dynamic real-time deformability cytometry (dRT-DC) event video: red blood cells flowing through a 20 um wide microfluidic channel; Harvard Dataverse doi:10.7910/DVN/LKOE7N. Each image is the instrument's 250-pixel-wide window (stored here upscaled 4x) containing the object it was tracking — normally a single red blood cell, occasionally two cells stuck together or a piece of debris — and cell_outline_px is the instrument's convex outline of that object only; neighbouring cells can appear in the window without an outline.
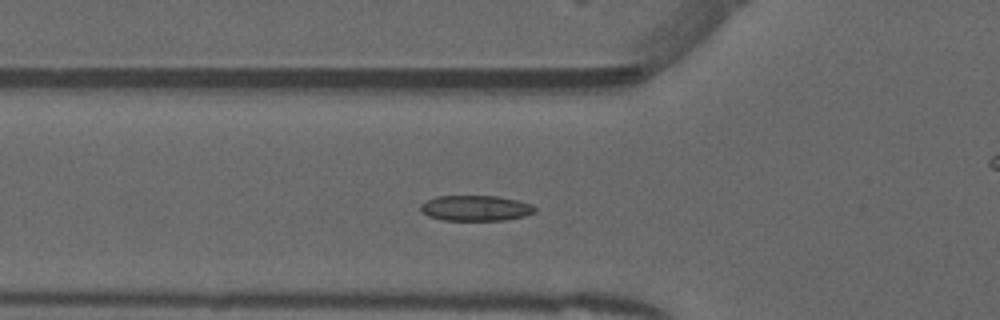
{"species": "common noctule bat (a hibernating species)", "species_latin": "Nyctalus noctula", "temperature_condition": "warm", "stored_images_in_passage": 42, "camera_frame_rate_fps": 3000, "um_per_image_px": 0.085, "animal": {"sex": "male", "forearm_length_mm": 52.5}, "frame": {"image": 1, "passage_image": 13, "time_ms": 4.0, "image_size_px": [1000, 320], "cell_outline_px": [[536, 212], [524, 216], [504, 220], [444, 220], [428, 216], [420, 208], [420, 204], [436, 196], [500, 196], [532, 204], [536, 208]], "centroid_in_image_um": [40.45, 17.69], "position_along_channel_um": 85.3, "area_um2": 16.94}}
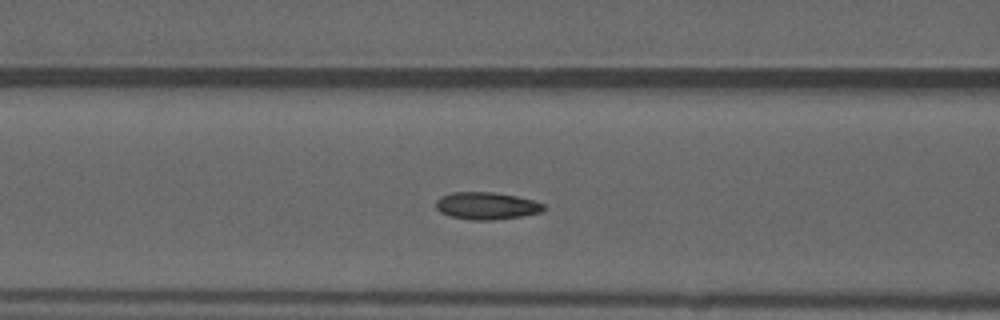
{"frame": {"image": 2, "passage_image": 16, "time_ms": 5.0, "image_size_px": [1000, 320], "cell_outline_px": [[544, 208], [540, 212], [520, 216], [492, 220], [472, 220], [448, 216], [440, 212], [436, 208], [436, 200], [440, 196], [452, 192], [492, 192], [516, 196], [532, 200], [544, 204]], "centroid_in_image_um": [41.29, 17.49], "position_along_channel_um": 125.3, "area_um2": 17.05}}
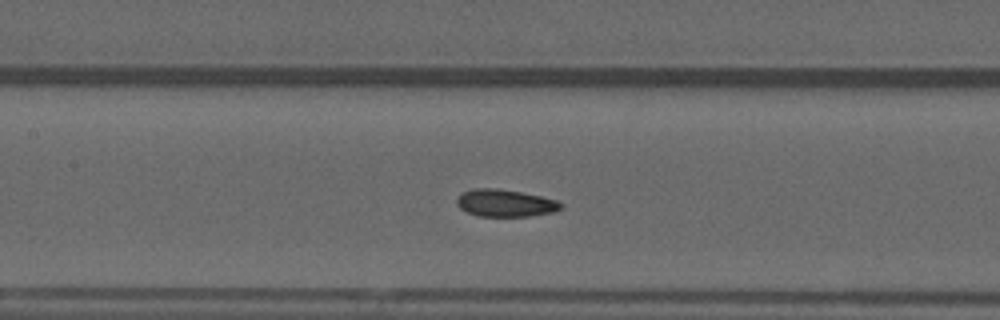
{"frame": {"image": 3, "passage_image": 19, "time_ms": 6.0, "image_size_px": [1000, 320], "cell_outline_px": [[564, 204], [556, 212], [532, 216], [476, 216], [460, 208], [456, 204], [456, 200], [464, 192], [472, 188], [496, 188], [520, 192], [540, 196], [556, 200]], "centroid_in_image_um": [42.96, 17.27], "position_along_channel_um": 164.4, "area_um2": 16.53}, "authors_computed_cell_mechanics": {"area_um2": 16.8198, "velocity_mm_per_s": 3.9269, "shape_relaxation_time_tau1_ms": 10.6136, "shape_relaxation_time_tau2_ms": 1.9918, "deformation_change_tau1": 0.1975, "deformation_change_tau2": 0.0769}}